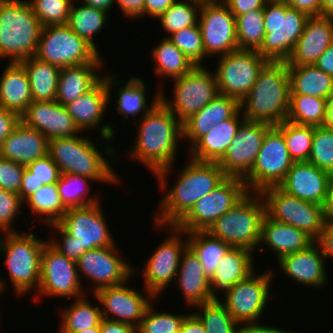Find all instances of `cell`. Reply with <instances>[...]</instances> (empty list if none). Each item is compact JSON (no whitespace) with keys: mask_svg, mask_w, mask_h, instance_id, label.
<instances>
[{"mask_svg":"<svg viewBox=\"0 0 333 333\" xmlns=\"http://www.w3.org/2000/svg\"><path fill=\"white\" fill-rule=\"evenodd\" d=\"M175 281L186 303L191 307L212 302L210 279L204 273L200 260L189 247L181 255Z\"/></svg>","mask_w":333,"mask_h":333,"instance_id":"cell-32","label":"cell"},{"mask_svg":"<svg viewBox=\"0 0 333 333\" xmlns=\"http://www.w3.org/2000/svg\"><path fill=\"white\" fill-rule=\"evenodd\" d=\"M329 179V172L312 163L294 162L278 186L299 199L327 207Z\"/></svg>","mask_w":333,"mask_h":333,"instance_id":"cell-23","label":"cell"},{"mask_svg":"<svg viewBox=\"0 0 333 333\" xmlns=\"http://www.w3.org/2000/svg\"><path fill=\"white\" fill-rule=\"evenodd\" d=\"M227 176L217 162H199L190 159L170 191L159 202V213L154 223L176 225L206 194L213 191Z\"/></svg>","mask_w":333,"mask_h":333,"instance_id":"cell-2","label":"cell"},{"mask_svg":"<svg viewBox=\"0 0 333 333\" xmlns=\"http://www.w3.org/2000/svg\"><path fill=\"white\" fill-rule=\"evenodd\" d=\"M42 26L67 24L75 0H27Z\"/></svg>","mask_w":333,"mask_h":333,"instance_id":"cell-52","label":"cell"},{"mask_svg":"<svg viewBox=\"0 0 333 333\" xmlns=\"http://www.w3.org/2000/svg\"><path fill=\"white\" fill-rule=\"evenodd\" d=\"M101 333H138V327L118 321L102 318L100 322Z\"/></svg>","mask_w":333,"mask_h":333,"instance_id":"cell-64","label":"cell"},{"mask_svg":"<svg viewBox=\"0 0 333 333\" xmlns=\"http://www.w3.org/2000/svg\"><path fill=\"white\" fill-rule=\"evenodd\" d=\"M180 331L181 333H206L203 324L193 313L185 317Z\"/></svg>","mask_w":333,"mask_h":333,"instance_id":"cell-68","label":"cell"},{"mask_svg":"<svg viewBox=\"0 0 333 333\" xmlns=\"http://www.w3.org/2000/svg\"><path fill=\"white\" fill-rule=\"evenodd\" d=\"M290 95L328 99L333 95V77L315 65H287Z\"/></svg>","mask_w":333,"mask_h":333,"instance_id":"cell-36","label":"cell"},{"mask_svg":"<svg viewBox=\"0 0 333 333\" xmlns=\"http://www.w3.org/2000/svg\"><path fill=\"white\" fill-rule=\"evenodd\" d=\"M326 209L327 214L333 216V173L330 174L329 179V198Z\"/></svg>","mask_w":333,"mask_h":333,"instance_id":"cell-71","label":"cell"},{"mask_svg":"<svg viewBox=\"0 0 333 333\" xmlns=\"http://www.w3.org/2000/svg\"><path fill=\"white\" fill-rule=\"evenodd\" d=\"M195 307L201 311L193 312V314L203 324L206 333H237L239 324L220 301H212Z\"/></svg>","mask_w":333,"mask_h":333,"instance_id":"cell-49","label":"cell"},{"mask_svg":"<svg viewBox=\"0 0 333 333\" xmlns=\"http://www.w3.org/2000/svg\"><path fill=\"white\" fill-rule=\"evenodd\" d=\"M0 78V107L21 116L33 101L30 83L19 62H9Z\"/></svg>","mask_w":333,"mask_h":333,"instance_id":"cell-34","label":"cell"},{"mask_svg":"<svg viewBox=\"0 0 333 333\" xmlns=\"http://www.w3.org/2000/svg\"><path fill=\"white\" fill-rule=\"evenodd\" d=\"M162 227L170 229L166 234L168 236L147 259L145 269L142 271L146 297L154 296L156 299L166 287L170 286L169 283L175 280L181 255L188 247V238L186 240L181 238V235L185 234L182 230L175 225Z\"/></svg>","mask_w":333,"mask_h":333,"instance_id":"cell-15","label":"cell"},{"mask_svg":"<svg viewBox=\"0 0 333 333\" xmlns=\"http://www.w3.org/2000/svg\"><path fill=\"white\" fill-rule=\"evenodd\" d=\"M118 81L115 75H104L91 90L65 106L81 132L98 128L101 125L107 104L111 100L112 85L114 87L120 85Z\"/></svg>","mask_w":333,"mask_h":333,"instance_id":"cell-25","label":"cell"},{"mask_svg":"<svg viewBox=\"0 0 333 333\" xmlns=\"http://www.w3.org/2000/svg\"><path fill=\"white\" fill-rule=\"evenodd\" d=\"M101 307L92 305L85 296L75 299L61 314L59 333H77L98 326L102 320Z\"/></svg>","mask_w":333,"mask_h":333,"instance_id":"cell-43","label":"cell"},{"mask_svg":"<svg viewBox=\"0 0 333 333\" xmlns=\"http://www.w3.org/2000/svg\"><path fill=\"white\" fill-rule=\"evenodd\" d=\"M308 162L333 173V131L325 126L315 127Z\"/></svg>","mask_w":333,"mask_h":333,"instance_id":"cell-53","label":"cell"},{"mask_svg":"<svg viewBox=\"0 0 333 333\" xmlns=\"http://www.w3.org/2000/svg\"><path fill=\"white\" fill-rule=\"evenodd\" d=\"M26 167L34 173L39 183H44V185L57 183L61 177L59 167L48 154L29 163Z\"/></svg>","mask_w":333,"mask_h":333,"instance_id":"cell-57","label":"cell"},{"mask_svg":"<svg viewBox=\"0 0 333 333\" xmlns=\"http://www.w3.org/2000/svg\"><path fill=\"white\" fill-rule=\"evenodd\" d=\"M259 193L268 218L303 230L315 241L321 237L328 217L326 207L299 199L279 186L264 188Z\"/></svg>","mask_w":333,"mask_h":333,"instance_id":"cell-9","label":"cell"},{"mask_svg":"<svg viewBox=\"0 0 333 333\" xmlns=\"http://www.w3.org/2000/svg\"><path fill=\"white\" fill-rule=\"evenodd\" d=\"M238 49L258 51L264 40L263 8L236 17Z\"/></svg>","mask_w":333,"mask_h":333,"instance_id":"cell-46","label":"cell"},{"mask_svg":"<svg viewBox=\"0 0 333 333\" xmlns=\"http://www.w3.org/2000/svg\"><path fill=\"white\" fill-rule=\"evenodd\" d=\"M92 180L77 174H61L56 183L61 203L66 209L76 207H86L100 202L97 196H88L89 183Z\"/></svg>","mask_w":333,"mask_h":333,"instance_id":"cell-45","label":"cell"},{"mask_svg":"<svg viewBox=\"0 0 333 333\" xmlns=\"http://www.w3.org/2000/svg\"><path fill=\"white\" fill-rule=\"evenodd\" d=\"M266 1L285 2V0H266Z\"/></svg>","mask_w":333,"mask_h":333,"instance_id":"cell-76","label":"cell"},{"mask_svg":"<svg viewBox=\"0 0 333 333\" xmlns=\"http://www.w3.org/2000/svg\"><path fill=\"white\" fill-rule=\"evenodd\" d=\"M198 25L207 57L238 50L236 18L223 0L202 4Z\"/></svg>","mask_w":333,"mask_h":333,"instance_id":"cell-18","label":"cell"},{"mask_svg":"<svg viewBox=\"0 0 333 333\" xmlns=\"http://www.w3.org/2000/svg\"><path fill=\"white\" fill-rule=\"evenodd\" d=\"M179 50H181L195 66H203L202 60L206 58L202 34L199 25L190 26L172 33L168 37Z\"/></svg>","mask_w":333,"mask_h":333,"instance_id":"cell-50","label":"cell"},{"mask_svg":"<svg viewBox=\"0 0 333 333\" xmlns=\"http://www.w3.org/2000/svg\"><path fill=\"white\" fill-rule=\"evenodd\" d=\"M42 27L27 0H0V58L35 56Z\"/></svg>","mask_w":333,"mask_h":333,"instance_id":"cell-4","label":"cell"},{"mask_svg":"<svg viewBox=\"0 0 333 333\" xmlns=\"http://www.w3.org/2000/svg\"><path fill=\"white\" fill-rule=\"evenodd\" d=\"M150 304L145 311L138 333H176L180 331L183 320L188 314L158 312ZM155 310V311H154Z\"/></svg>","mask_w":333,"mask_h":333,"instance_id":"cell-51","label":"cell"},{"mask_svg":"<svg viewBox=\"0 0 333 333\" xmlns=\"http://www.w3.org/2000/svg\"><path fill=\"white\" fill-rule=\"evenodd\" d=\"M24 203L29 205L33 215L38 214L39 220L42 219L46 226L58 223L67 211L61 203L56 183L42 186Z\"/></svg>","mask_w":333,"mask_h":333,"instance_id":"cell-44","label":"cell"},{"mask_svg":"<svg viewBox=\"0 0 333 333\" xmlns=\"http://www.w3.org/2000/svg\"><path fill=\"white\" fill-rule=\"evenodd\" d=\"M84 4L109 13L116 0H82Z\"/></svg>","mask_w":333,"mask_h":333,"instance_id":"cell-69","label":"cell"},{"mask_svg":"<svg viewBox=\"0 0 333 333\" xmlns=\"http://www.w3.org/2000/svg\"><path fill=\"white\" fill-rule=\"evenodd\" d=\"M42 186H44V183H39L34 173L25 166L19 190L21 200L24 202Z\"/></svg>","mask_w":333,"mask_h":333,"instance_id":"cell-59","label":"cell"},{"mask_svg":"<svg viewBox=\"0 0 333 333\" xmlns=\"http://www.w3.org/2000/svg\"><path fill=\"white\" fill-rule=\"evenodd\" d=\"M272 125L245 120L226 153L217 162L227 177L243 179L252 169L263 138Z\"/></svg>","mask_w":333,"mask_h":333,"instance_id":"cell-20","label":"cell"},{"mask_svg":"<svg viewBox=\"0 0 333 333\" xmlns=\"http://www.w3.org/2000/svg\"><path fill=\"white\" fill-rule=\"evenodd\" d=\"M237 333H292L283 329L261 325L259 322L240 323L237 328Z\"/></svg>","mask_w":333,"mask_h":333,"instance_id":"cell-65","label":"cell"},{"mask_svg":"<svg viewBox=\"0 0 333 333\" xmlns=\"http://www.w3.org/2000/svg\"><path fill=\"white\" fill-rule=\"evenodd\" d=\"M235 18L244 13L265 7L266 0H223Z\"/></svg>","mask_w":333,"mask_h":333,"instance_id":"cell-58","label":"cell"},{"mask_svg":"<svg viewBox=\"0 0 333 333\" xmlns=\"http://www.w3.org/2000/svg\"><path fill=\"white\" fill-rule=\"evenodd\" d=\"M241 112L239 110L232 118L214 125L210 132L200 137L189 147L190 158L199 162H218L231 145L240 125L246 120Z\"/></svg>","mask_w":333,"mask_h":333,"instance_id":"cell-31","label":"cell"},{"mask_svg":"<svg viewBox=\"0 0 333 333\" xmlns=\"http://www.w3.org/2000/svg\"><path fill=\"white\" fill-rule=\"evenodd\" d=\"M19 122L20 116L17 113L0 107V146Z\"/></svg>","mask_w":333,"mask_h":333,"instance_id":"cell-60","label":"cell"},{"mask_svg":"<svg viewBox=\"0 0 333 333\" xmlns=\"http://www.w3.org/2000/svg\"><path fill=\"white\" fill-rule=\"evenodd\" d=\"M263 14L265 36L257 52L267 61L286 62L309 16L286 2L276 1H267Z\"/></svg>","mask_w":333,"mask_h":333,"instance_id":"cell-8","label":"cell"},{"mask_svg":"<svg viewBox=\"0 0 333 333\" xmlns=\"http://www.w3.org/2000/svg\"><path fill=\"white\" fill-rule=\"evenodd\" d=\"M142 118V119H141ZM137 137L129 155L152 171L160 183L167 187V177L177 158L178 140L182 138V123L160 99L140 118Z\"/></svg>","mask_w":333,"mask_h":333,"instance_id":"cell-1","label":"cell"},{"mask_svg":"<svg viewBox=\"0 0 333 333\" xmlns=\"http://www.w3.org/2000/svg\"><path fill=\"white\" fill-rule=\"evenodd\" d=\"M151 52L156 66L154 71L161 77L178 78L195 67L194 63L166 37Z\"/></svg>","mask_w":333,"mask_h":333,"instance_id":"cell-39","label":"cell"},{"mask_svg":"<svg viewBox=\"0 0 333 333\" xmlns=\"http://www.w3.org/2000/svg\"><path fill=\"white\" fill-rule=\"evenodd\" d=\"M22 206H24V202L19 194L0 189V232H17L11 226Z\"/></svg>","mask_w":333,"mask_h":333,"instance_id":"cell-54","label":"cell"},{"mask_svg":"<svg viewBox=\"0 0 333 333\" xmlns=\"http://www.w3.org/2000/svg\"><path fill=\"white\" fill-rule=\"evenodd\" d=\"M189 1H192V2H195V3H198V4L202 5V4L217 2V1H220V0H189Z\"/></svg>","mask_w":333,"mask_h":333,"instance_id":"cell-74","label":"cell"},{"mask_svg":"<svg viewBox=\"0 0 333 333\" xmlns=\"http://www.w3.org/2000/svg\"><path fill=\"white\" fill-rule=\"evenodd\" d=\"M290 81L286 62L268 61L260 70L252 89L240 101V110L248 121L272 126L287 120Z\"/></svg>","mask_w":333,"mask_h":333,"instance_id":"cell-3","label":"cell"},{"mask_svg":"<svg viewBox=\"0 0 333 333\" xmlns=\"http://www.w3.org/2000/svg\"><path fill=\"white\" fill-rule=\"evenodd\" d=\"M74 3L73 1L70 8L67 25L98 51L95 41L93 42V37L104 27L108 16L107 12L84 3L80 6H76Z\"/></svg>","mask_w":333,"mask_h":333,"instance_id":"cell-42","label":"cell"},{"mask_svg":"<svg viewBox=\"0 0 333 333\" xmlns=\"http://www.w3.org/2000/svg\"><path fill=\"white\" fill-rule=\"evenodd\" d=\"M173 81L174 98L168 100L161 89L160 99L181 123L220 94L215 73H211L205 66H195L189 73Z\"/></svg>","mask_w":333,"mask_h":333,"instance_id":"cell-11","label":"cell"},{"mask_svg":"<svg viewBox=\"0 0 333 333\" xmlns=\"http://www.w3.org/2000/svg\"><path fill=\"white\" fill-rule=\"evenodd\" d=\"M157 95H155L152 100L151 105L147 103V96H146V84L145 82L139 77H130L127 80L125 86H121L118 92V99L116 100V110L119 114L125 118H128L129 115L133 117L136 121L135 115L143 114L144 116L148 111H150L155 104L160 100V88H158Z\"/></svg>","mask_w":333,"mask_h":333,"instance_id":"cell-38","label":"cell"},{"mask_svg":"<svg viewBox=\"0 0 333 333\" xmlns=\"http://www.w3.org/2000/svg\"><path fill=\"white\" fill-rule=\"evenodd\" d=\"M100 205L98 202L86 207L69 208L58 222L70 236L79 239L86 251L116 244Z\"/></svg>","mask_w":333,"mask_h":333,"instance_id":"cell-21","label":"cell"},{"mask_svg":"<svg viewBox=\"0 0 333 333\" xmlns=\"http://www.w3.org/2000/svg\"><path fill=\"white\" fill-rule=\"evenodd\" d=\"M20 121L48 138L71 137L82 133L67 108L54 101H32Z\"/></svg>","mask_w":333,"mask_h":333,"instance_id":"cell-24","label":"cell"},{"mask_svg":"<svg viewBox=\"0 0 333 333\" xmlns=\"http://www.w3.org/2000/svg\"><path fill=\"white\" fill-rule=\"evenodd\" d=\"M116 245L87 250L76 262L79 277L83 275L96 283L93 293L129 281L136 271L129 262L122 260Z\"/></svg>","mask_w":333,"mask_h":333,"instance_id":"cell-19","label":"cell"},{"mask_svg":"<svg viewBox=\"0 0 333 333\" xmlns=\"http://www.w3.org/2000/svg\"><path fill=\"white\" fill-rule=\"evenodd\" d=\"M201 5L189 0H176L172 6L160 14L156 19L160 20L162 27L171 35L184 28L198 25Z\"/></svg>","mask_w":333,"mask_h":333,"instance_id":"cell-48","label":"cell"},{"mask_svg":"<svg viewBox=\"0 0 333 333\" xmlns=\"http://www.w3.org/2000/svg\"><path fill=\"white\" fill-rule=\"evenodd\" d=\"M77 333H101L100 332V324L98 326H95V327L84 329V330H82L80 332H77Z\"/></svg>","mask_w":333,"mask_h":333,"instance_id":"cell-73","label":"cell"},{"mask_svg":"<svg viewBox=\"0 0 333 333\" xmlns=\"http://www.w3.org/2000/svg\"><path fill=\"white\" fill-rule=\"evenodd\" d=\"M239 110L238 100L219 94L182 123V138H188L191 147L200 137L210 132L214 125L232 118Z\"/></svg>","mask_w":333,"mask_h":333,"instance_id":"cell-29","label":"cell"},{"mask_svg":"<svg viewBox=\"0 0 333 333\" xmlns=\"http://www.w3.org/2000/svg\"><path fill=\"white\" fill-rule=\"evenodd\" d=\"M247 192L243 179L227 177L213 191L197 201L175 226L184 233L206 231L220 216L237 204Z\"/></svg>","mask_w":333,"mask_h":333,"instance_id":"cell-13","label":"cell"},{"mask_svg":"<svg viewBox=\"0 0 333 333\" xmlns=\"http://www.w3.org/2000/svg\"><path fill=\"white\" fill-rule=\"evenodd\" d=\"M324 126L333 131V95L327 99L326 122Z\"/></svg>","mask_w":333,"mask_h":333,"instance_id":"cell-70","label":"cell"},{"mask_svg":"<svg viewBox=\"0 0 333 333\" xmlns=\"http://www.w3.org/2000/svg\"><path fill=\"white\" fill-rule=\"evenodd\" d=\"M288 6L306 13L308 16L322 15L321 0H285Z\"/></svg>","mask_w":333,"mask_h":333,"instance_id":"cell-62","label":"cell"},{"mask_svg":"<svg viewBox=\"0 0 333 333\" xmlns=\"http://www.w3.org/2000/svg\"><path fill=\"white\" fill-rule=\"evenodd\" d=\"M275 127L283 134L292 160L308 162L315 126L297 125L286 120Z\"/></svg>","mask_w":333,"mask_h":333,"instance_id":"cell-47","label":"cell"},{"mask_svg":"<svg viewBox=\"0 0 333 333\" xmlns=\"http://www.w3.org/2000/svg\"><path fill=\"white\" fill-rule=\"evenodd\" d=\"M1 280L2 279H0V294H2L4 290H6L5 289V283H4L3 280L2 281Z\"/></svg>","mask_w":333,"mask_h":333,"instance_id":"cell-75","label":"cell"},{"mask_svg":"<svg viewBox=\"0 0 333 333\" xmlns=\"http://www.w3.org/2000/svg\"><path fill=\"white\" fill-rule=\"evenodd\" d=\"M215 75L219 93L239 102L252 89L260 70L268 62L255 50H235L219 56Z\"/></svg>","mask_w":333,"mask_h":333,"instance_id":"cell-14","label":"cell"},{"mask_svg":"<svg viewBox=\"0 0 333 333\" xmlns=\"http://www.w3.org/2000/svg\"><path fill=\"white\" fill-rule=\"evenodd\" d=\"M25 166L0 156V189L19 194Z\"/></svg>","mask_w":333,"mask_h":333,"instance_id":"cell-55","label":"cell"},{"mask_svg":"<svg viewBox=\"0 0 333 333\" xmlns=\"http://www.w3.org/2000/svg\"><path fill=\"white\" fill-rule=\"evenodd\" d=\"M323 250L325 259L327 257L333 258V216L328 215L324 229L322 230L321 237L317 240Z\"/></svg>","mask_w":333,"mask_h":333,"instance_id":"cell-61","label":"cell"},{"mask_svg":"<svg viewBox=\"0 0 333 333\" xmlns=\"http://www.w3.org/2000/svg\"><path fill=\"white\" fill-rule=\"evenodd\" d=\"M327 99L290 95L287 121L306 126H324L326 122Z\"/></svg>","mask_w":333,"mask_h":333,"instance_id":"cell-41","label":"cell"},{"mask_svg":"<svg viewBox=\"0 0 333 333\" xmlns=\"http://www.w3.org/2000/svg\"><path fill=\"white\" fill-rule=\"evenodd\" d=\"M255 193V194H254ZM265 204L259 192H247L229 211L220 216L206 231L230 247L252 252L266 250L260 245Z\"/></svg>","mask_w":333,"mask_h":333,"instance_id":"cell-6","label":"cell"},{"mask_svg":"<svg viewBox=\"0 0 333 333\" xmlns=\"http://www.w3.org/2000/svg\"><path fill=\"white\" fill-rule=\"evenodd\" d=\"M81 284L76 262L47 242L41 254L39 295L78 299L84 295Z\"/></svg>","mask_w":333,"mask_h":333,"instance_id":"cell-17","label":"cell"},{"mask_svg":"<svg viewBox=\"0 0 333 333\" xmlns=\"http://www.w3.org/2000/svg\"><path fill=\"white\" fill-rule=\"evenodd\" d=\"M317 68L323 70L326 74L333 77V42L327 50L316 60L314 64Z\"/></svg>","mask_w":333,"mask_h":333,"instance_id":"cell-67","label":"cell"},{"mask_svg":"<svg viewBox=\"0 0 333 333\" xmlns=\"http://www.w3.org/2000/svg\"><path fill=\"white\" fill-rule=\"evenodd\" d=\"M101 67L102 63H86L60 68L55 100L66 106L87 93L102 79L103 76L96 73Z\"/></svg>","mask_w":333,"mask_h":333,"instance_id":"cell-35","label":"cell"},{"mask_svg":"<svg viewBox=\"0 0 333 333\" xmlns=\"http://www.w3.org/2000/svg\"><path fill=\"white\" fill-rule=\"evenodd\" d=\"M176 0H145L144 2V16H151L157 18L160 14L166 11L174 4Z\"/></svg>","mask_w":333,"mask_h":333,"instance_id":"cell-66","label":"cell"},{"mask_svg":"<svg viewBox=\"0 0 333 333\" xmlns=\"http://www.w3.org/2000/svg\"><path fill=\"white\" fill-rule=\"evenodd\" d=\"M324 258L320 243L314 241L301 251L283 256L278 263L291 280L305 286L323 287L328 282Z\"/></svg>","mask_w":333,"mask_h":333,"instance_id":"cell-27","label":"cell"},{"mask_svg":"<svg viewBox=\"0 0 333 333\" xmlns=\"http://www.w3.org/2000/svg\"><path fill=\"white\" fill-rule=\"evenodd\" d=\"M188 235V247L200 260L204 273L210 279L218 268L219 261L230 246L211 236L207 231H192Z\"/></svg>","mask_w":333,"mask_h":333,"instance_id":"cell-40","label":"cell"},{"mask_svg":"<svg viewBox=\"0 0 333 333\" xmlns=\"http://www.w3.org/2000/svg\"><path fill=\"white\" fill-rule=\"evenodd\" d=\"M49 227H52L56 232L61 234V241L56 238L48 239L49 243L58 250L61 254L66 256L68 259H71L75 262L83 255L86 250L82 247L81 242L78 238L70 236L58 223L51 224ZM51 240V241H50ZM61 242V243H60Z\"/></svg>","mask_w":333,"mask_h":333,"instance_id":"cell-56","label":"cell"},{"mask_svg":"<svg viewBox=\"0 0 333 333\" xmlns=\"http://www.w3.org/2000/svg\"><path fill=\"white\" fill-rule=\"evenodd\" d=\"M93 294L104 307L102 308L104 310L101 309L102 318L137 327L150 305L149 299L155 298L154 296L146 298L145 294L142 295L134 288L127 287V281L118 286L104 287Z\"/></svg>","mask_w":333,"mask_h":333,"instance_id":"cell-22","label":"cell"},{"mask_svg":"<svg viewBox=\"0 0 333 333\" xmlns=\"http://www.w3.org/2000/svg\"><path fill=\"white\" fill-rule=\"evenodd\" d=\"M25 69L33 101H54L60 68L35 56L19 62Z\"/></svg>","mask_w":333,"mask_h":333,"instance_id":"cell-37","label":"cell"},{"mask_svg":"<svg viewBox=\"0 0 333 333\" xmlns=\"http://www.w3.org/2000/svg\"><path fill=\"white\" fill-rule=\"evenodd\" d=\"M0 236V253L4 254L5 264L11 279L14 293L19 296L30 293L34 287L36 293L40 283L41 254L47 240L36 238L34 233H4Z\"/></svg>","mask_w":333,"mask_h":333,"instance_id":"cell-7","label":"cell"},{"mask_svg":"<svg viewBox=\"0 0 333 333\" xmlns=\"http://www.w3.org/2000/svg\"><path fill=\"white\" fill-rule=\"evenodd\" d=\"M314 241L305 231L292 225L272 220L266 215L262 220L260 244H266L275 252L277 260L307 248Z\"/></svg>","mask_w":333,"mask_h":333,"instance_id":"cell-33","label":"cell"},{"mask_svg":"<svg viewBox=\"0 0 333 333\" xmlns=\"http://www.w3.org/2000/svg\"><path fill=\"white\" fill-rule=\"evenodd\" d=\"M294 161L288 153L283 134L272 126L265 134L251 171L243 178L248 192L278 186Z\"/></svg>","mask_w":333,"mask_h":333,"instance_id":"cell-12","label":"cell"},{"mask_svg":"<svg viewBox=\"0 0 333 333\" xmlns=\"http://www.w3.org/2000/svg\"><path fill=\"white\" fill-rule=\"evenodd\" d=\"M333 42V16H309L287 65H314Z\"/></svg>","mask_w":333,"mask_h":333,"instance_id":"cell-26","label":"cell"},{"mask_svg":"<svg viewBox=\"0 0 333 333\" xmlns=\"http://www.w3.org/2000/svg\"><path fill=\"white\" fill-rule=\"evenodd\" d=\"M145 0H116V4L128 18H139L144 16Z\"/></svg>","mask_w":333,"mask_h":333,"instance_id":"cell-63","label":"cell"},{"mask_svg":"<svg viewBox=\"0 0 333 333\" xmlns=\"http://www.w3.org/2000/svg\"><path fill=\"white\" fill-rule=\"evenodd\" d=\"M252 251L242 247H230L222 259L218 268L210 278V297L212 301H220L218 293L224 291V296L233 285L246 279L254 272ZM216 289V290H215Z\"/></svg>","mask_w":333,"mask_h":333,"instance_id":"cell-30","label":"cell"},{"mask_svg":"<svg viewBox=\"0 0 333 333\" xmlns=\"http://www.w3.org/2000/svg\"><path fill=\"white\" fill-rule=\"evenodd\" d=\"M97 51L67 24L43 26L35 57L59 68L103 63Z\"/></svg>","mask_w":333,"mask_h":333,"instance_id":"cell-10","label":"cell"},{"mask_svg":"<svg viewBox=\"0 0 333 333\" xmlns=\"http://www.w3.org/2000/svg\"><path fill=\"white\" fill-rule=\"evenodd\" d=\"M97 146L86 135L53 138L48 140V155L59 167L61 174H77L93 182L117 184L120 178Z\"/></svg>","mask_w":333,"mask_h":333,"instance_id":"cell-5","label":"cell"},{"mask_svg":"<svg viewBox=\"0 0 333 333\" xmlns=\"http://www.w3.org/2000/svg\"><path fill=\"white\" fill-rule=\"evenodd\" d=\"M322 15L333 16V0H321Z\"/></svg>","mask_w":333,"mask_h":333,"instance_id":"cell-72","label":"cell"},{"mask_svg":"<svg viewBox=\"0 0 333 333\" xmlns=\"http://www.w3.org/2000/svg\"><path fill=\"white\" fill-rule=\"evenodd\" d=\"M271 271L256 275L251 273L246 279L239 281L220 302L226 307L233 319L238 323L258 322L269 301L271 292Z\"/></svg>","mask_w":333,"mask_h":333,"instance_id":"cell-16","label":"cell"},{"mask_svg":"<svg viewBox=\"0 0 333 333\" xmlns=\"http://www.w3.org/2000/svg\"><path fill=\"white\" fill-rule=\"evenodd\" d=\"M48 154V138L34 128L19 122L2 141L0 156L27 166Z\"/></svg>","mask_w":333,"mask_h":333,"instance_id":"cell-28","label":"cell"}]
</instances>
